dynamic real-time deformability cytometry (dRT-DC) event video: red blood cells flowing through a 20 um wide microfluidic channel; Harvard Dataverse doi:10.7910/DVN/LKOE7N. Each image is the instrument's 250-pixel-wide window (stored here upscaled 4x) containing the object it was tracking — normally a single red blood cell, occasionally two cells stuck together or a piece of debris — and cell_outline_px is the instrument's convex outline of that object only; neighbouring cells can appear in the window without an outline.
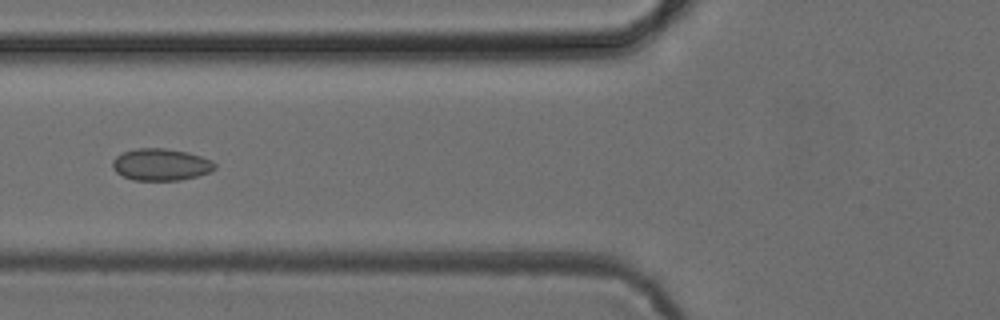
{"species": "common noctule bat (a hibernating species)", "species_latin": "Nyctalus noctula", "temperature_condition": "cold", "stored_images_in_passage": 6, "camera_frame_rate_fps": 3000, "um_per_image_px": 0.085, "animal": {"sex": "female", "body_mass_g": 24.6, "forearm_length_mm": 56.2}, "frame": {"image": 1, "passage_image": 6, "time_ms": 6.0, "image_size_px": [1000, 320], "cell_outline_px": [[216, 168], [208, 172], [196, 176], [180, 180], [132, 180], [116, 172], [112, 168], [112, 160], [116, 156], [124, 152], [136, 148], [164, 148], [188, 152], [212, 160], [216, 164]], "centroid_in_image_um": [13.66, 13.98], "position_along_channel_um": 112.1, "area_um2": 19.02}}